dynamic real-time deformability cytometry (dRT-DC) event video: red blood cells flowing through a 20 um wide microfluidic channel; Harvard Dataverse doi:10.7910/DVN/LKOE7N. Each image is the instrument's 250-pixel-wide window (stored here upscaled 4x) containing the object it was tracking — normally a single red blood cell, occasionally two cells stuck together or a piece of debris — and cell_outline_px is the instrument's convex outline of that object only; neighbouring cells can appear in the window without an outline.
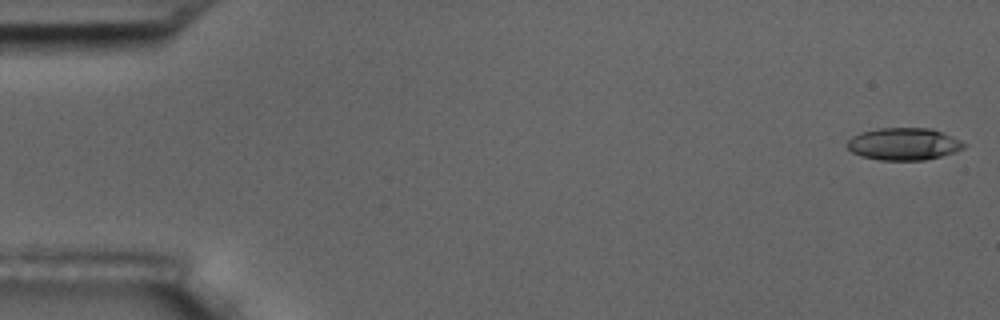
{"species": "common noctule bat (a hibernating species)", "species_latin": "Nyctalus noctula", "temperature_condition": "room temperature", "stored_images_in_passage": 10, "camera_frame_rate_fps": 3000, "um_per_image_px": 0.085, "animal": {"sex": "male", "body_mass_g": 17.5, "forearm_length_mm": 52.3}, "frame": {"image": 1, "passage_image": 1, "time_ms": 0.0, "image_size_px": [1000, 320], "cell_outline_px": [[968, 144], [964, 148], [956, 152], [924, 160], [880, 160], [860, 156], [852, 152], [848, 148], [848, 140], [852, 136], [860, 132], [876, 128], [932, 128], [952, 136]], "centroid_in_image_um": [76.83, 12.23], "position_along_channel_um": 8.2, "area_um2": 22.08}}
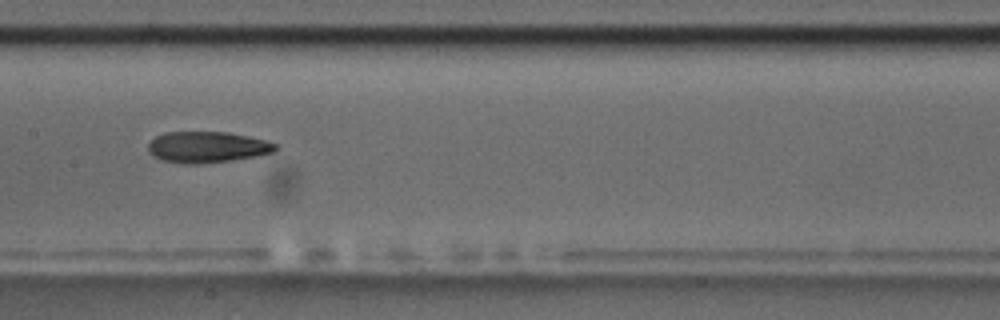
{"frame": {"image": 2, "passage_image": 9, "time_ms": 9.0, "image_size_px": [1000, 320], "cell_outline_px": [[280, 144], [276, 152], [260, 156], [204, 164], [184, 164], [164, 160], [152, 156], [148, 152], [148, 144], [156, 136], [164, 132], [228, 132], [248, 136]], "centroid_in_image_um": [17.66, 12.51], "position_along_channel_um": 189.7, "area_um2": 23.47}}
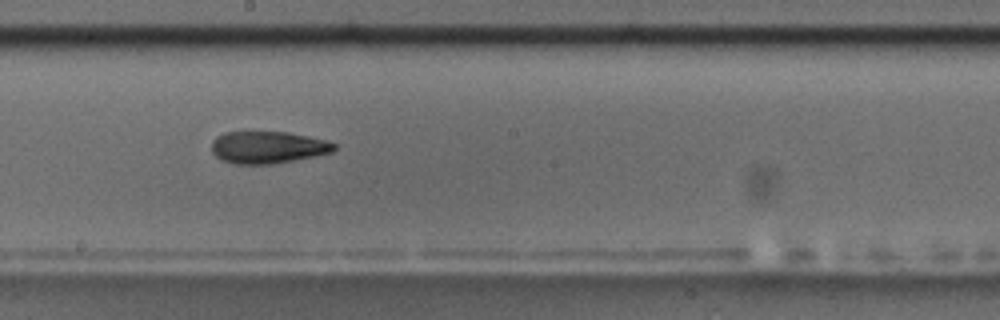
{"frame": {"image": 3, "passage_image": 10, "time_ms": 10.0, "image_size_px": [1000, 320], "cell_outline_px": [[336, 148], [332, 152], [316, 156], [272, 164], [236, 164], [220, 160], [212, 152], [212, 140], [216, 136], [224, 132], [288, 132], [308, 136], [324, 140], [336, 144]], "centroid_in_image_um": [22.74, 12.52], "position_along_channel_um": 225.5, "area_um2": 23.0}}